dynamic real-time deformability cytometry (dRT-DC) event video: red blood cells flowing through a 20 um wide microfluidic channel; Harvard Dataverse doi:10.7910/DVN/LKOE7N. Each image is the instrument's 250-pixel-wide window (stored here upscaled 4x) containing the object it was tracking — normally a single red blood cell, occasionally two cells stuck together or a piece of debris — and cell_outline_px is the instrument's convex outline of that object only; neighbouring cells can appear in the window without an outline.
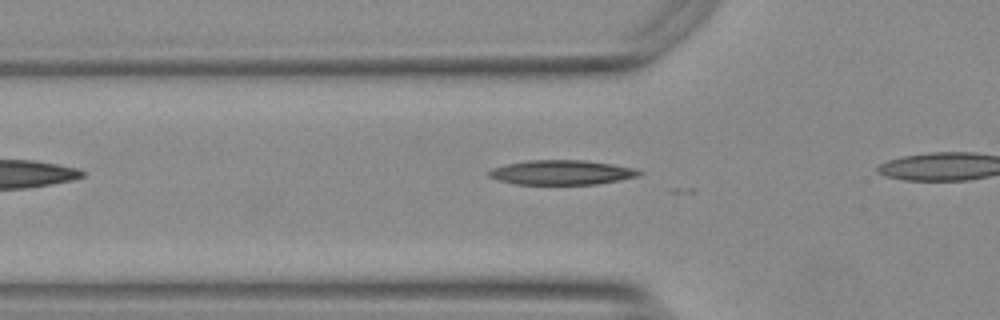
{"species": "Egyptian fruit bat (a non-hibernating species)", "species_latin": "Rousettus aegyptiacus", "temperature_condition": "warm", "stored_images_in_passage": 15, "camera_frame_rate_fps": 3000, "um_per_image_px": 0.085, "animal": {"sex": "female"}, "frame": {"image": 1, "passage_image": 2, "time_ms": 0.333, "image_size_px": [1000, 320], "cell_outline_px": [[644, 172], [636, 176], [596, 184], [516, 184], [496, 180], [488, 176], [488, 172], [492, 168], [504, 164], [528, 160], [584, 160], [612, 164], [632, 168]], "centroid_in_image_um": [47.65, 14.65], "position_along_channel_um": 78.1, "area_um2": 21.39}}
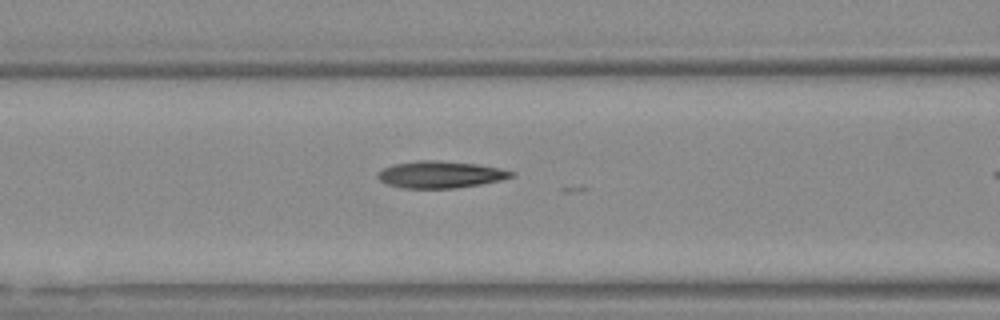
{"frame": {"image": 2, "passage_image": 6, "time_ms": 1.667, "image_size_px": [1000, 320], "cell_outline_px": [[516, 176], [500, 180], [480, 184], [456, 188], [400, 188], [388, 184], [380, 180], [376, 176], [376, 172], [392, 164], [416, 160], [440, 160], [476, 164], [500, 168], [516, 172]], "centroid_in_image_um": [37.42, 14.83], "position_along_channel_um": 129.2, "area_um2": 21.15}}
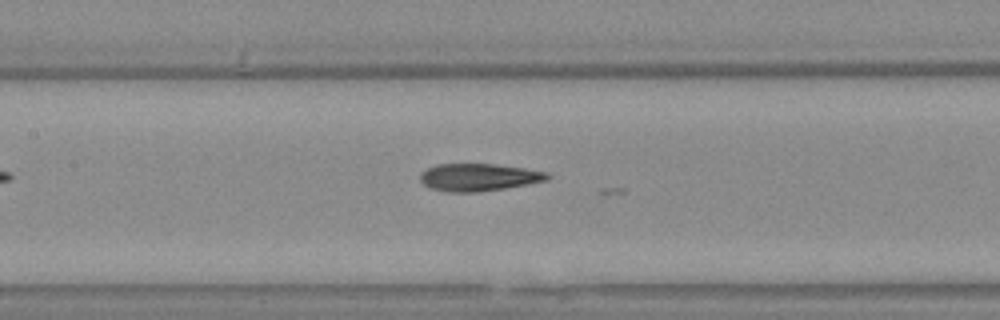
{"frame": {"image": 3, "passage_image": 9, "time_ms": 2.667, "image_size_px": [1000, 320], "cell_outline_px": [[552, 176], [548, 180], [528, 184], [480, 192], [448, 192], [428, 188], [420, 180], [420, 172], [436, 164], [492, 164], [524, 168], [548, 172]], "centroid_in_image_um": [40.68, 15.07], "position_along_channel_um": 166.7, "area_um2": 20.46}}